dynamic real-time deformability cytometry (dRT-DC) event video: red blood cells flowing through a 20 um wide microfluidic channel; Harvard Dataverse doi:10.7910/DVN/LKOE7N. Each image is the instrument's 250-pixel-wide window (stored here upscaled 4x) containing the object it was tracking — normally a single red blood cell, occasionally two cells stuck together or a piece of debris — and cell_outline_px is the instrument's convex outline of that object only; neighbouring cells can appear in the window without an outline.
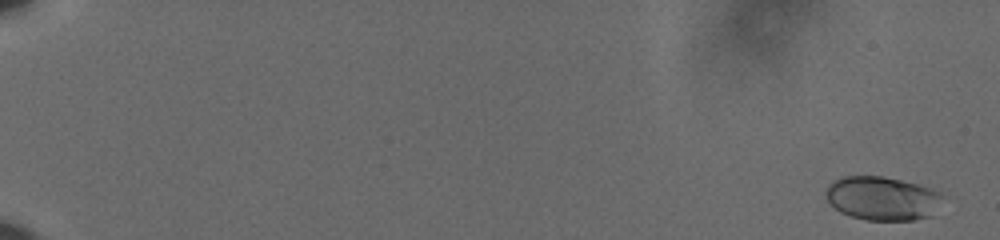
{"species": "human", "species_latin": "Homo sapiens", "temperature_condition": "cold", "stored_images_in_passage": 62, "camera_frame_rate_fps": 3000, "um_per_image_px": 0.085, "donor": {"sex": "male"}, "frame": {"image": 1, "passage_image": 3, "time_ms": 0.667, "image_size_px": [1000, 240], "cell_outline_px": [[940, 196], [932, 216], [916, 220], [864, 220], [840, 212], [824, 196], [824, 192], [828, 184], [840, 176], [884, 176], [920, 184], [940, 192]], "centroid_in_image_um": [74.94, 16.85], "position_along_channel_um": 10.1, "area_um2": 29.82}}
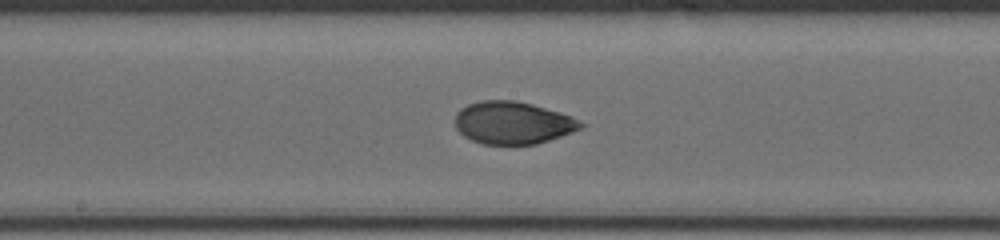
{"frame": {"image": 2, "passage_image": 37, "time_ms": 12.0, "image_size_px": [1000, 240], "cell_outline_px": [[588, 124], [572, 132], [536, 144], [480, 144], [464, 136], [456, 128], [456, 112], [460, 108], [468, 104], [480, 100], [516, 100], [532, 104], [560, 112], [572, 116]], "centroid_in_image_um": [43.59, 10.43], "position_along_channel_um": 204.6, "area_um2": 31.21}}
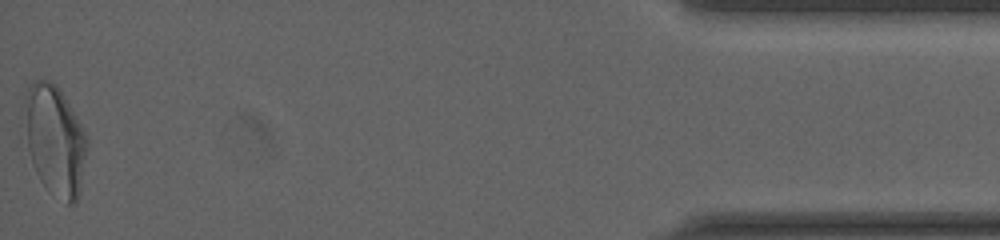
{"frame": {"image": 3, "passage_image": 62, "time_ms": 20.333, "image_size_px": [1000, 240], "cell_outline_px": [[88, 144], [80, 192], [76, 204], [68, 204], [44, 184], [40, 180], [32, 164], [28, 148], [24, 100], [24, 96], [32, 80], [48, 80], [60, 88], [88, 136]], "centroid_in_image_um": [4.7, 11.89], "position_along_channel_um": 430.5, "area_um2": 39.88}, "authors_computed_cell_mechanics": {"area_um2": 30.7785, "velocity_mm_per_s": 3.6174, "shape_relaxation_time_tau1_ms": 4.7703, "shape_relaxation_time_tau2_ms": 1.0239, "deformation_change_tau1": 0.1298, "deformation_change_tau2": 0.0454}}